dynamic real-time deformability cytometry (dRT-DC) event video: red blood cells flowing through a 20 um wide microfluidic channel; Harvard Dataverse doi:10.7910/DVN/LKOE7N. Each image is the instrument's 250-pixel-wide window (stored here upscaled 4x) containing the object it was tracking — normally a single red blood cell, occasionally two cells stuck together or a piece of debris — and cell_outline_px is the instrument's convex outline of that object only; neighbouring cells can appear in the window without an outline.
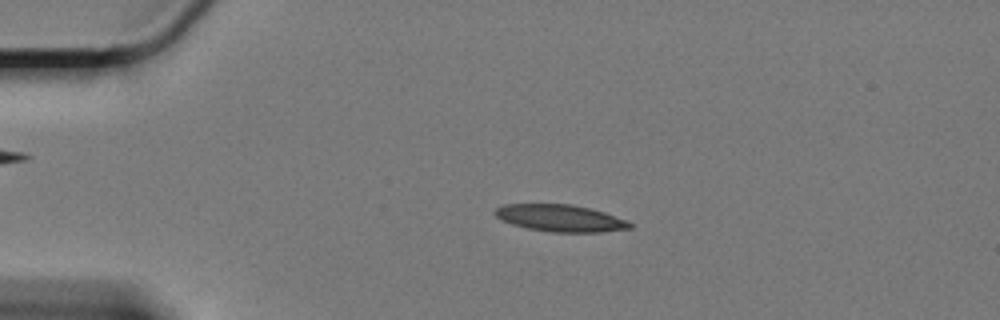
{"species": "Egyptian fruit bat (a non-hibernating species)", "species_latin": "Rousettus aegyptiacus", "temperature_condition": "cold", "stored_images_in_passage": 60, "camera_frame_rate_fps": 3000, "um_per_image_px": 0.085, "animal": {"sex": "female"}, "frame": {"image": 1, "passage_image": 13, "time_ms": 4.0, "image_size_px": [1000, 320], "cell_outline_px": [[636, 224], [632, 228], [600, 232], [552, 232], [528, 228], [512, 224], [500, 220], [492, 212], [496, 208], [504, 204], [572, 204], [604, 212], [628, 220]], "centroid_in_image_um": [47.65, 18.54], "position_along_channel_um": 37.4, "area_um2": 21.33}}
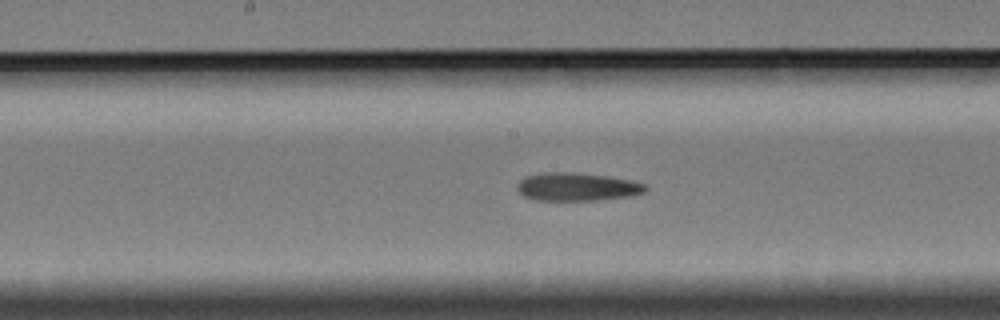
{"frame": {"image": 2, "passage_image": 31, "time_ms": 10.0, "image_size_px": [1000, 320], "cell_outline_px": [[648, 188], [644, 192], [632, 196], [596, 200], [536, 200], [524, 196], [516, 188], [516, 184], [524, 176], [540, 172], [572, 172], [608, 176], [632, 180], [648, 184]], "centroid_in_image_um": [49.05, 15.87], "position_along_channel_um": 199.1, "area_um2": 21.33}}
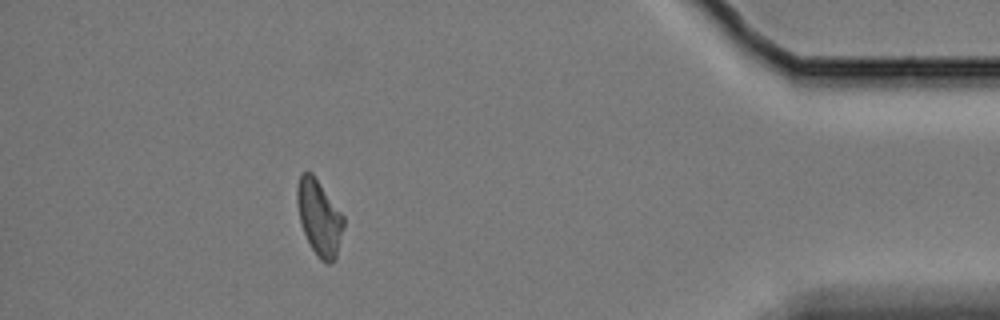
{"frame": {"image": 3, "passage_image": 54, "time_ms": 17.667, "image_size_px": [1000, 320], "cell_outline_px": [[344, 228], [336, 256], [332, 264], [328, 264], [320, 260], [312, 248], [300, 224], [296, 200], [296, 188], [300, 172], [312, 172], [344, 216]], "centroid_in_image_um": [27.12, 18.48], "position_along_channel_um": 408.1, "area_um2": 20.58}, "authors_computed_cell_mechanics": {"area_um2": 20.9236, "velocity_mm_per_s": 3.3185, "shape_relaxation_time_tau1_ms": null, "shape_relaxation_time_tau2_ms": 11.2029, "deformation_change_tau1": null, "deformation_change_tau2": 0.2269}}